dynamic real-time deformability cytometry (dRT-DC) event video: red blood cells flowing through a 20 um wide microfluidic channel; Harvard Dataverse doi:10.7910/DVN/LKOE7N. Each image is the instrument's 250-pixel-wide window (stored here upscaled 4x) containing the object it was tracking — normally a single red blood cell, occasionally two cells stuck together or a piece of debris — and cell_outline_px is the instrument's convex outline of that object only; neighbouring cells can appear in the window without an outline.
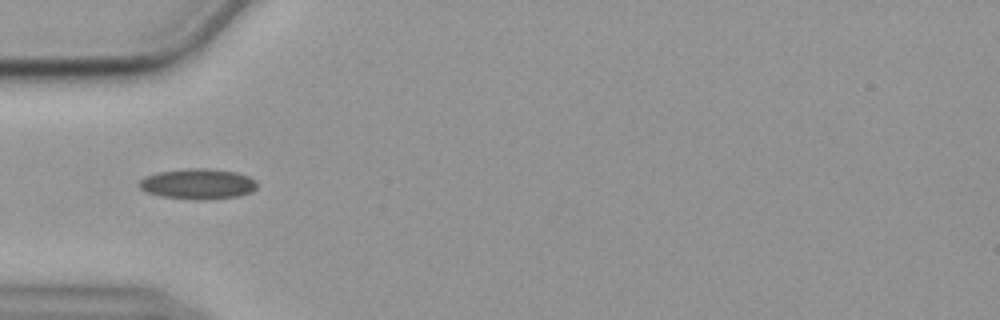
{"species": "common noctule bat (a hibernating species)", "species_latin": "Nyctalus noctula", "temperature_condition": "cold", "stored_images_in_passage": 12, "camera_frame_rate_fps": 3000, "um_per_image_px": 0.085, "animal": {"sex": "female", "body_mass_g": 19.9}, "frame": {"image": 1, "passage_image": 3, "time_ms": 0.667, "image_size_px": [1000, 320], "cell_outline_px": [[256, 188], [252, 192], [240, 196], [160, 196], [148, 192], [140, 188], [136, 184], [144, 176], [156, 172], [188, 168], [208, 168], [236, 172], [248, 176], [256, 180]], "centroid_in_image_um": [16.79, 15.56], "position_along_channel_um": 68.2, "area_um2": 19.94}}